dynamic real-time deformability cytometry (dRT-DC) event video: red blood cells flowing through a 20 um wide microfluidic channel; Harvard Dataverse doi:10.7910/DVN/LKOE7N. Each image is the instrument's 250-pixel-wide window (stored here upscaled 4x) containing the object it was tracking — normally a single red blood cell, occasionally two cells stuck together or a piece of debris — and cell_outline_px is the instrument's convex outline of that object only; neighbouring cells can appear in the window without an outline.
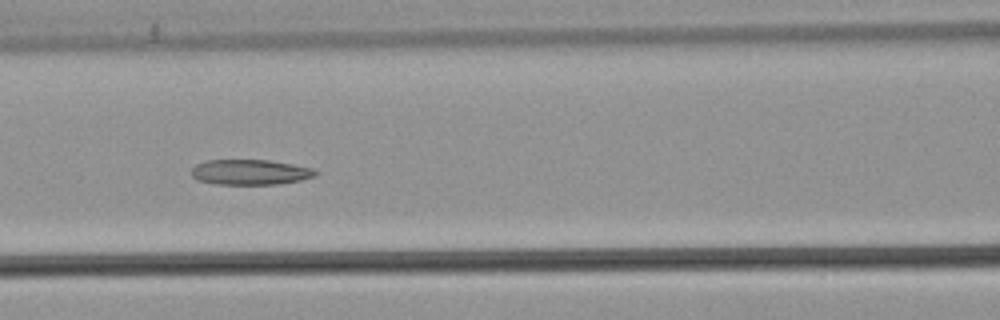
{"species": "common noctule bat (a hibernating species)", "species_latin": "Nyctalus noctula", "temperature_condition": "warm", "stored_images_in_passage": 55, "camera_frame_rate_fps": 3000, "um_per_image_px": 0.085, "animal": {"sex": "male", "body_mass_g": 21.5, "forearm_length_mm": 52.0}, "frame": {"image": 1, "passage_image": 24, "time_ms": 7.667, "image_size_px": [1000, 320], "cell_outline_px": [[320, 172], [316, 176], [300, 180], [280, 184], [216, 184], [196, 180], [192, 176], [192, 168], [196, 164], [208, 160], [268, 160], [292, 164], [312, 168]], "centroid_in_image_um": [21.28, 14.63], "position_along_channel_um": 145.3, "area_um2": 18.32}}
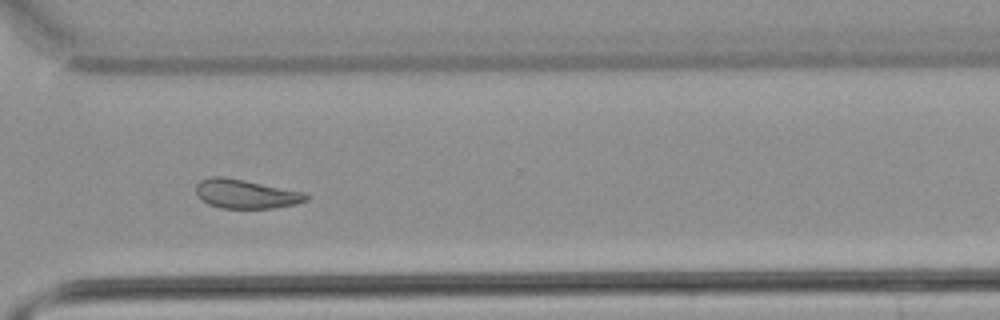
{"frame": {"image": 2, "passage_image": 40, "time_ms": 13.0, "image_size_px": [1000, 320], "cell_outline_px": [[308, 200], [296, 204], [272, 208], [220, 208], [208, 204], [200, 200], [196, 192], [196, 184], [200, 180], [208, 176], [224, 176], [304, 192], [308, 196]], "centroid_in_image_um": [20.85, 16.48], "position_along_channel_um": 349.8, "area_um2": 18.73}, "authors_computed_cell_mechanics": {"area_um2": 20.519, "velocity_mm_per_s": 3.8348, "shape_relaxation_time_tau1_ms": null, "shape_relaxation_time_tau2_ms": 5.5069, "deformation_change_tau1": null, "deformation_change_tau2": 0.1272}}